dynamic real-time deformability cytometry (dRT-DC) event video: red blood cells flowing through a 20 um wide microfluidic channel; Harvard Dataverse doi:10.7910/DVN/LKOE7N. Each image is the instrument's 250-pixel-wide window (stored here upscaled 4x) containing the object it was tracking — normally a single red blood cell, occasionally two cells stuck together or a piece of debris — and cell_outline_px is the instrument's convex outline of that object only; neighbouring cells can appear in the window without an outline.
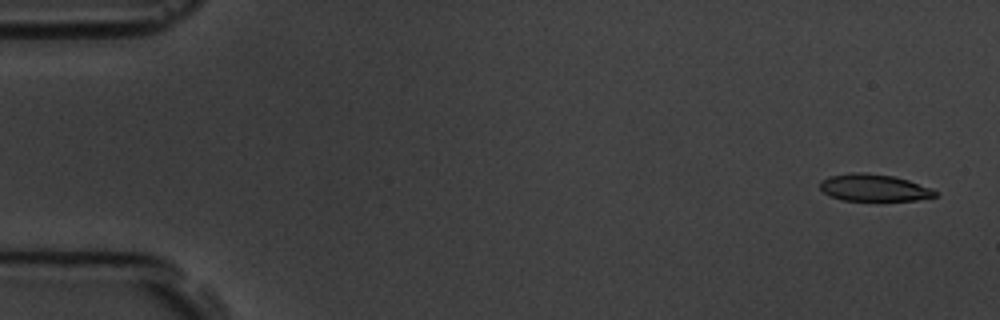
{"species": "common noctule bat (a hibernating species)", "species_latin": "Nyctalus noctula", "temperature_condition": "room temperature", "stored_images_in_passage": 4, "camera_frame_rate_fps": 3000, "um_per_image_px": 0.085, "animal": {"sex": "male", "body_mass_g": 19.5, "forearm_length_mm": 54.6}, "frame": {"image": 1, "passage_image": 1, "time_ms": 0.0, "image_size_px": [1000, 320], "cell_outline_px": [[936, 196], [916, 200], [844, 200], [832, 196], [824, 192], [820, 188], [820, 180], [828, 176], [852, 172], [864, 172], [892, 176], [908, 180], [932, 188], [936, 192]], "centroid_in_image_um": [74.26, 15.94], "position_along_channel_um": 10.7, "area_um2": 17.98}}
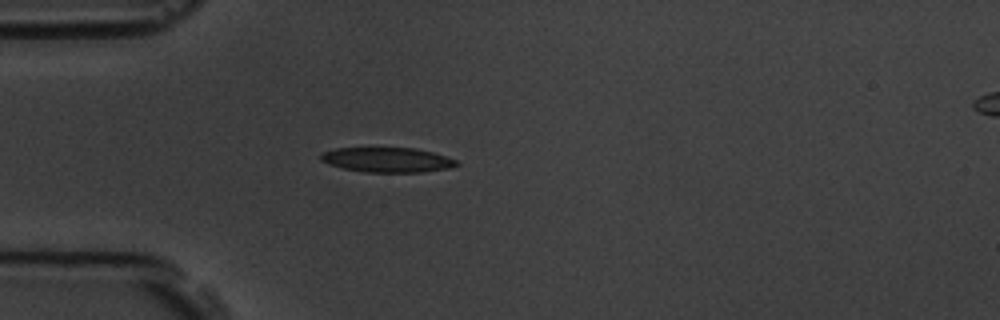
{"frame": {"image": 2, "passage_image": 4, "time_ms": 4.333, "image_size_px": [1000, 320], "cell_outline_px": [[460, 164], [448, 168], [420, 172], [364, 172], [344, 168], [328, 164], [320, 160], [320, 156], [324, 152], [336, 148], [416, 148], [432, 152], [456, 160]], "centroid_in_image_um": [32.9, 13.58], "position_along_channel_um": 52.1, "area_um2": 19.42}}